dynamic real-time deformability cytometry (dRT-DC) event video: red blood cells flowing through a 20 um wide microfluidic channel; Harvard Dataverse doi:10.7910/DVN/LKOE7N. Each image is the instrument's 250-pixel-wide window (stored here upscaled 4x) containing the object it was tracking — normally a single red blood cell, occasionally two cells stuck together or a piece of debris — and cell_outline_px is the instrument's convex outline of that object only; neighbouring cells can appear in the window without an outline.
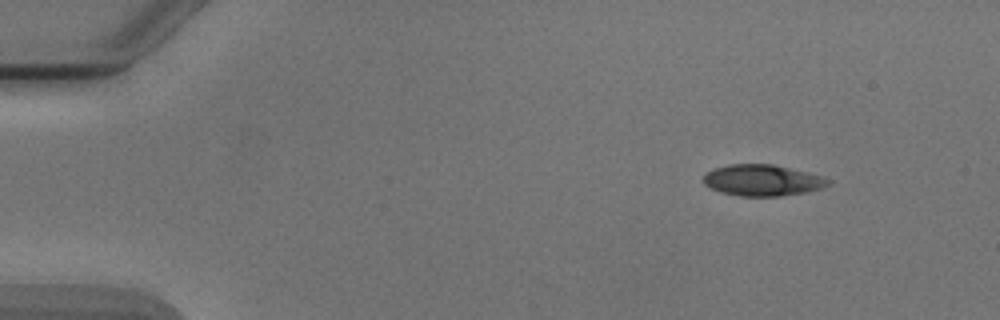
{"species": "Egyptian fruit bat (a non-hibernating species)", "species_latin": "Rousettus aegyptiacus", "temperature_condition": "cold", "stored_images_in_passage": 5, "camera_frame_rate_fps": 3000, "um_per_image_px": 0.085, "animal": {"sex": "male"}, "frame": {"image": 1, "passage_image": 1, "time_ms": 0.0, "image_size_px": [1000, 320], "cell_outline_px": [[832, 184], [820, 188], [804, 192], [780, 196], [740, 196], [720, 192], [704, 184], [704, 176], [708, 172], [716, 168], [728, 164], [772, 164], [808, 172], [824, 176], [832, 180]], "centroid_in_image_um": [64.85, 15.32], "position_along_channel_um": 20.1, "area_um2": 22.66}}
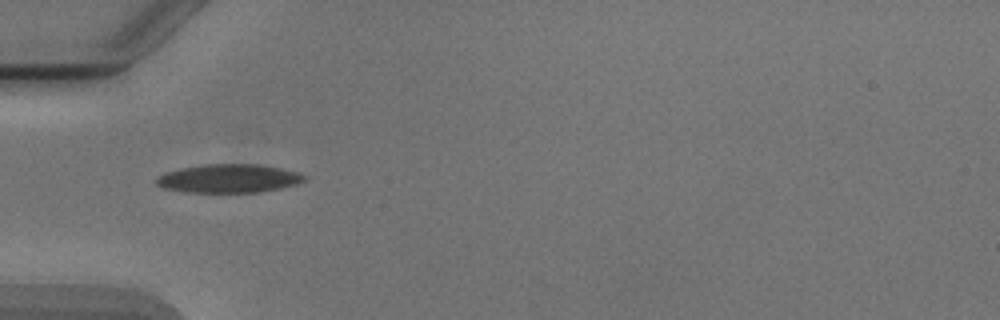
{"frame": {"image": 2, "passage_image": 4, "time_ms": 3.667, "image_size_px": [1000, 320], "cell_outline_px": [[308, 176], [304, 180], [296, 184], [280, 188], [256, 192], [184, 192], [164, 188], [156, 184], [156, 176], [164, 172], [180, 168], [204, 164], [260, 164], [300, 172]], "centroid_in_image_um": [19.43, 15.16], "position_along_channel_um": 65.6, "area_um2": 24.74}}
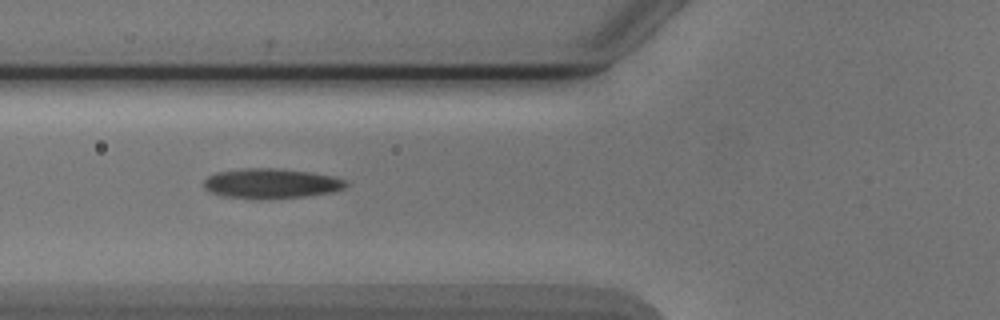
{"frame": {"image": 3, "passage_image": 5, "time_ms": 4.667, "image_size_px": [1000, 320], "cell_outline_px": [[348, 184], [344, 188], [332, 192], [304, 196], [220, 196], [208, 192], [204, 188], [204, 180], [208, 176], [216, 172], [244, 168], [276, 168], [312, 172], [332, 176], [348, 180]], "centroid_in_image_um": [23.06, 15.54], "position_along_channel_um": 102.7, "area_um2": 23.99}}